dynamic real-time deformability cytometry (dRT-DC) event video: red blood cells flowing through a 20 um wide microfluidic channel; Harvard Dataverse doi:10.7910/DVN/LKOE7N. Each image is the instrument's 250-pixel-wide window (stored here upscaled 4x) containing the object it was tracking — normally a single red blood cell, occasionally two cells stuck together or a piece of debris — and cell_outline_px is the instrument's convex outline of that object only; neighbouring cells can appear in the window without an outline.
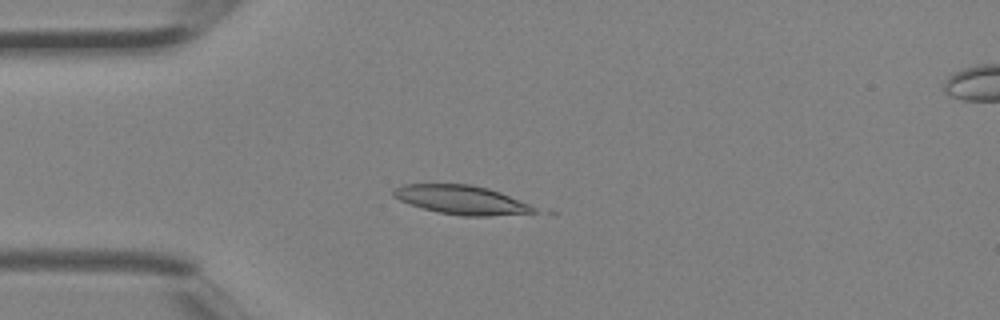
{"species": "Egyptian fruit bat (a non-hibernating species)", "species_latin": "Rousettus aegyptiacus", "temperature_condition": "room temperature", "stored_images_in_passage": 4, "camera_frame_rate_fps": 3000, "um_per_image_px": 0.085, "animal": {"sex": "female"}, "frame": {"image": 1, "passage_image": 3, "time_ms": 0.667, "image_size_px": [1000, 320], "cell_outline_px": [[536, 212], [488, 216], [460, 216], [436, 212], [400, 200], [392, 196], [392, 188], [404, 184], [472, 184], [488, 188], [500, 192], [528, 204], [536, 208]], "centroid_in_image_um": [39.17, 16.98], "position_along_channel_um": 45.8, "area_um2": 23.58}}